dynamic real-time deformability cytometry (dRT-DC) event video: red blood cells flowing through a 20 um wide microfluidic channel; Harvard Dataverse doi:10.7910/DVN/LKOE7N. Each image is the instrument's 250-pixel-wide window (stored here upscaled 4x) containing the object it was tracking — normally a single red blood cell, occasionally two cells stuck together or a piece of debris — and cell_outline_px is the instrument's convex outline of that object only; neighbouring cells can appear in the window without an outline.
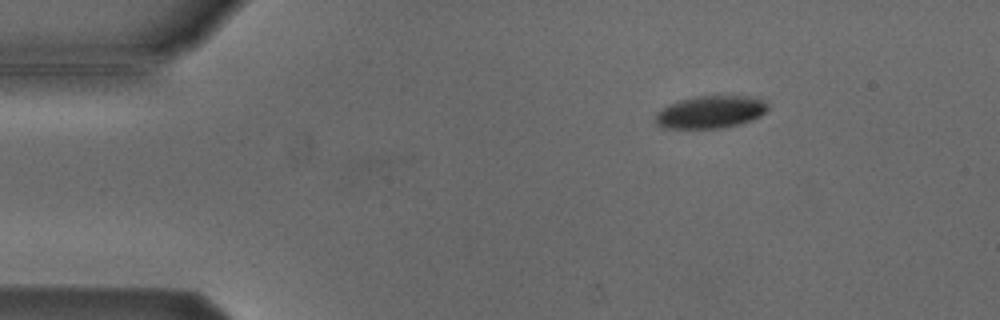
{"species": "Egyptian fruit bat (a non-hibernating species)", "species_latin": "Rousettus aegyptiacus", "temperature_condition": "cold", "stored_images_in_passage": 5, "camera_frame_rate_fps": 3000, "um_per_image_px": 0.085, "animal": {"sex": "male"}, "frame": {"image": 1, "passage_image": 1, "time_ms": 0.0, "image_size_px": [1000, 320], "cell_outline_px": [[768, 108], [760, 116], [752, 120], [740, 124], [720, 128], [660, 128], [656, 124], [656, 112], [668, 104], [676, 100], [696, 96], [756, 96], [764, 100], [768, 104]], "centroid_in_image_um": [60.38, 9.51], "position_along_channel_um": 24.6, "area_um2": 21.56}}